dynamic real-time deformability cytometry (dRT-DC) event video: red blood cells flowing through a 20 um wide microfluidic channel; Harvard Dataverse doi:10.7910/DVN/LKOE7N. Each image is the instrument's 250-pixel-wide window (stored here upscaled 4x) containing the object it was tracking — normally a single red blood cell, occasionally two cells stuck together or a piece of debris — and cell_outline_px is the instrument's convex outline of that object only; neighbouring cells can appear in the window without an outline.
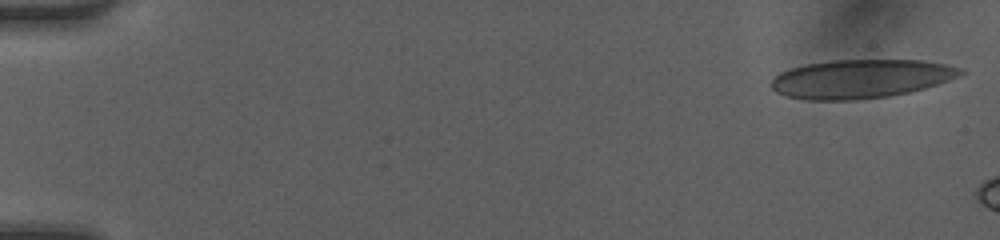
{"species": "human", "species_latin": "Homo sapiens", "temperature_condition": "room temperature", "stored_images_in_passage": 3, "camera_frame_rate_fps": 3000, "um_per_image_px": 0.085, "donor": {"sex": "female"}, "frame": {"image": 1, "passage_image": 1, "time_ms": 0.0, "image_size_px": [1000, 240], "cell_outline_px": [[968, 72], [960, 76], [924, 88], [908, 92], [888, 96], [856, 100], [808, 100], [784, 96], [776, 92], [772, 88], [772, 80], [780, 72], [792, 68], [808, 64], [832, 60], [920, 60], [944, 64], [964, 68]], "centroid_in_image_um": [73.19, 6.7], "position_along_channel_um": 11.8, "area_um2": 42.66}}